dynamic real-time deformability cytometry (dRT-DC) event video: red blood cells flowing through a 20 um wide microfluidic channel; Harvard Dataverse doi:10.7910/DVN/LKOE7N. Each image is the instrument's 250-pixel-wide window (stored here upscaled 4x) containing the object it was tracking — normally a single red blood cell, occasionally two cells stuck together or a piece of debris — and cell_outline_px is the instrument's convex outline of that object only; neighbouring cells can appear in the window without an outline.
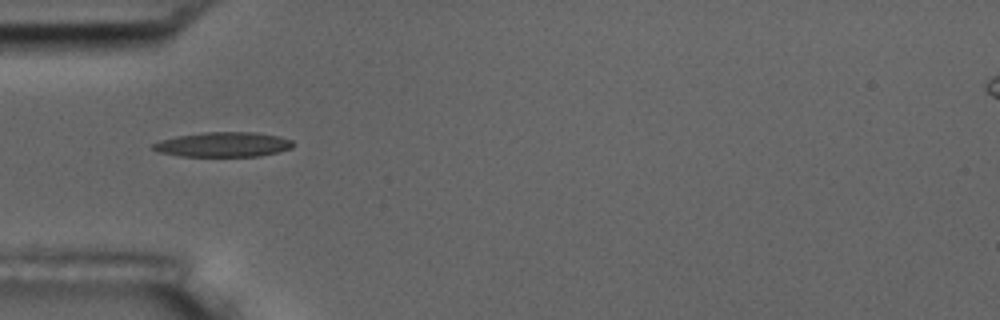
{"species": "common noctule bat (a hibernating species)", "species_latin": "Nyctalus noctula", "temperature_condition": "room temperature", "stored_images_in_passage": 8, "camera_frame_rate_fps": 3000, "um_per_image_px": 0.085, "animal": {"sex": "male", "body_mass_g": 17.5, "forearm_length_mm": 52.3}, "frame": {"image": 1, "passage_image": 5, "time_ms": 4.667, "image_size_px": [1000, 320], "cell_outline_px": [[292, 148], [260, 156], [180, 156], [160, 152], [152, 148], [152, 144], [160, 140], [176, 136], [204, 132], [256, 132], [280, 136], [292, 140]], "centroid_in_image_um": [18.97, 12.27], "position_along_channel_um": 66.0, "area_um2": 20.17}}
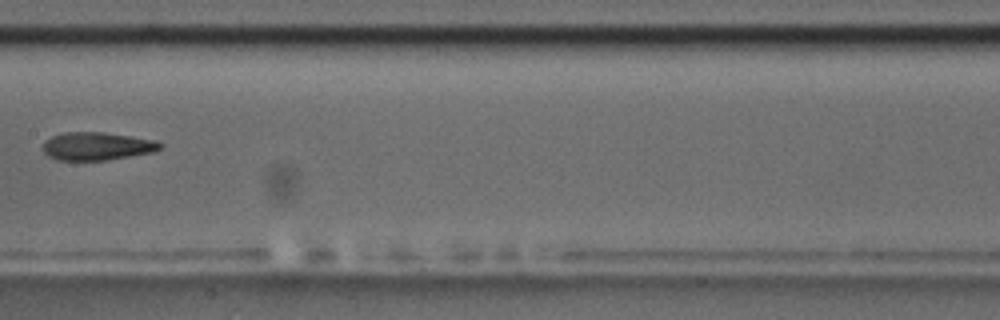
{"frame": {"image": 2, "passage_image": 8, "time_ms": 8.333, "image_size_px": [1000, 320], "cell_outline_px": [[164, 144], [160, 148], [152, 152], [104, 160], [56, 160], [48, 156], [44, 152], [44, 140], [52, 136], [64, 132], [104, 132], [156, 140]], "centroid_in_image_um": [8.22, 12.41], "position_along_channel_um": 199.2, "area_um2": 19.02}}